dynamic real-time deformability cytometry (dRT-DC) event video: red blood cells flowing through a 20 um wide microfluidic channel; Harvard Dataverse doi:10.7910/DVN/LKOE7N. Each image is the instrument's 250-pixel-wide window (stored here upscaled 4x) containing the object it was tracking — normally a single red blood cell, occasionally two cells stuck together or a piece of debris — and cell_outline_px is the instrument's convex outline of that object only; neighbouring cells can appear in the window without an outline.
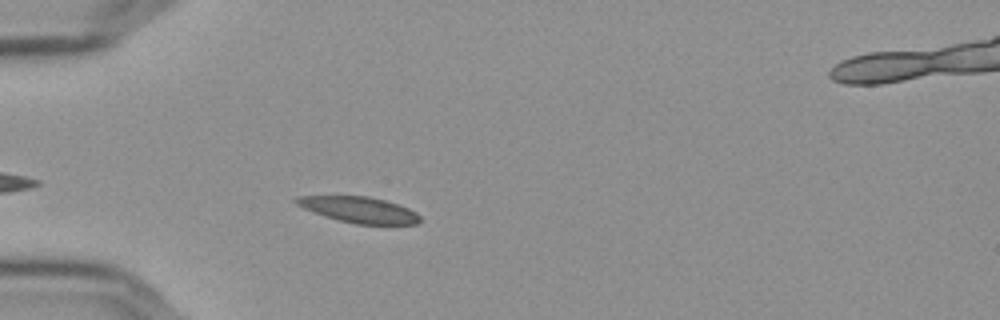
{"species": "Egyptian fruit bat (a non-hibernating species)", "species_latin": "Rousettus aegyptiacus", "temperature_condition": "cold", "stored_images_in_passage": 37, "camera_frame_rate_fps": 3000, "um_per_image_px": 0.085, "frame": {"image": 1, "passage_image": 5, "time_ms": 1.333, "image_size_px": [1000, 320], "cell_outline_px": [[420, 220], [416, 224], [356, 224], [336, 220], [312, 212], [296, 204], [292, 200], [296, 196], [368, 196], [384, 200], [408, 208], [416, 212], [420, 216]], "centroid_in_image_um": [30.47, 17.83], "position_along_channel_um": 54.5, "area_um2": 18.67}}
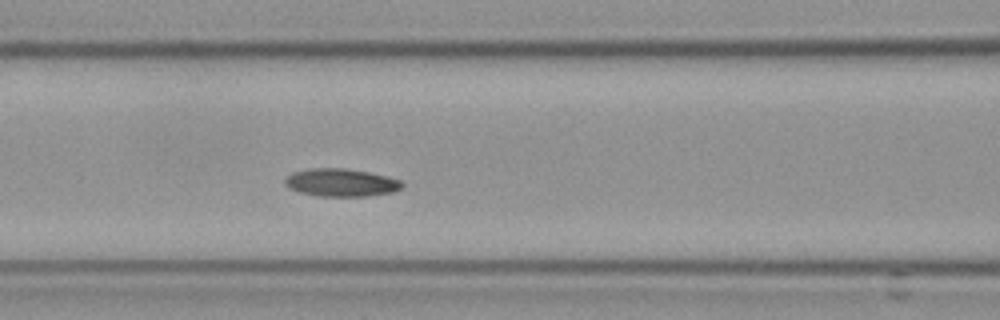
{"frame": {"image": 2, "passage_image": 13, "time_ms": 4.0, "image_size_px": [1000, 320], "cell_outline_px": [[404, 184], [400, 188], [392, 192], [364, 196], [320, 196], [300, 192], [288, 188], [284, 184], [284, 180], [292, 172], [308, 168], [344, 168], [368, 172], [400, 180]], "centroid_in_image_um": [28.93, 15.51], "position_along_channel_um": 137.7, "area_um2": 18.84}}
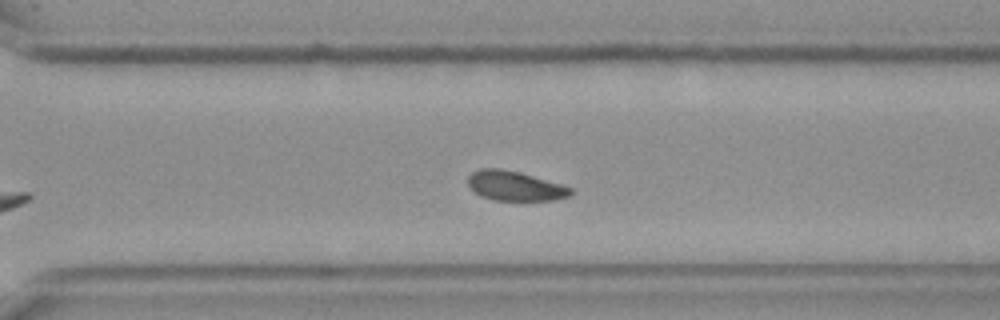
{"frame": {"image": 3, "passage_image": 29, "time_ms": 9.333, "image_size_px": [1000, 320], "cell_outline_px": [[572, 196], [556, 200], [492, 200], [480, 196], [468, 184], [468, 176], [472, 172], [480, 168], [500, 168], [532, 176], [560, 184], [572, 188]], "centroid_in_image_um": [43.76, 15.81], "position_along_channel_um": 326.8, "area_um2": 17.57}, "authors_computed_cell_mechanics": {"area_um2": 18.8428, "velocity_mm_per_s": 3.5554, "shape_relaxation_time_tau1_ms": null, "shape_relaxation_time_tau2_ms": 2.3314, "deformation_change_tau1": null, "deformation_change_tau2": 0.0719}}